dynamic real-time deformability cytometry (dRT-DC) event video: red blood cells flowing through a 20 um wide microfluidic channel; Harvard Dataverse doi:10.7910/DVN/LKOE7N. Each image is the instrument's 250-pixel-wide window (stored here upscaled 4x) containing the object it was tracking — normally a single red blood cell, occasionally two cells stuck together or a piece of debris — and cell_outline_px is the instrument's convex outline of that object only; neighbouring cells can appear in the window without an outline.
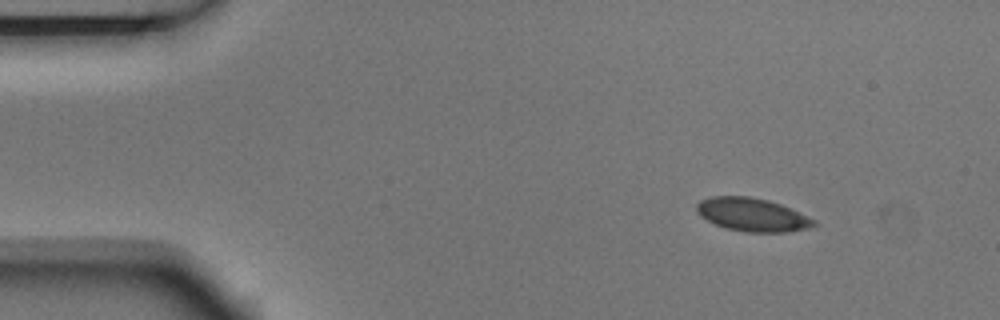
{"species": "Egyptian fruit bat (a non-hibernating species)", "species_latin": "Rousettus aegyptiacus", "temperature_condition": "room temperature", "stored_images_in_passage": 9, "camera_frame_rate_fps": 3000, "um_per_image_px": 0.085, "animal": {"sex": "male"}, "frame": {"image": 1, "passage_image": 1, "time_ms": 0.0, "image_size_px": [1000, 320], "cell_outline_px": [[820, 224], [808, 228], [784, 232], [748, 232], [724, 228], [700, 216], [696, 212], [696, 204], [700, 200], [712, 196], [748, 196], [768, 200], [780, 204], [816, 220]], "centroid_in_image_um": [63.93, 18.25], "position_along_channel_um": 21.1, "area_um2": 22.72}}
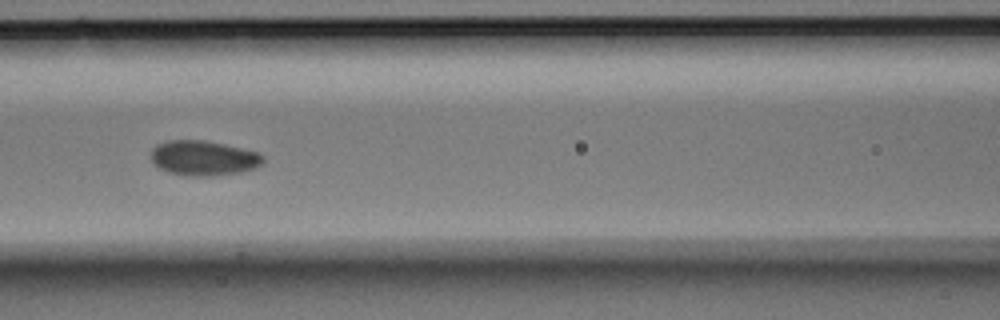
{"frame": {"image": 2, "passage_image": 6, "time_ms": 1.667, "image_size_px": [1000, 320], "cell_outline_px": [[264, 160], [256, 168], [244, 172], [216, 176], [184, 176], [168, 172], [160, 168], [152, 160], [152, 148], [156, 144], [168, 140], [204, 140], [224, 144], [256, 152], [264, 156]], "centroid_in_image_um": [17.31, 13.45], "position_along_channel_um": 149.3, "area_um2": 22.95}}
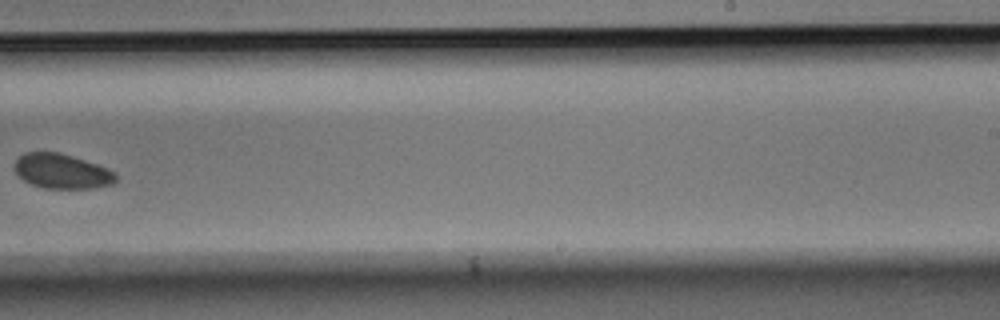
{"frame": {"image": 3, "passage_image": 9, "time_ms": 2.667, "image_size_px": [1000, 320], "cell_outline_px": [[116, 180], [112, 184], [96, 188], [44, 188], [32, 184], [24, 180], [16, 172], [16, 160], [24, 152], [60, 152], [108, 168], [116, 172]], "centroid_in_image_um": [5.29, 14.56], "position_along_channel_um": 283.7, "area_um2": 20.35}}